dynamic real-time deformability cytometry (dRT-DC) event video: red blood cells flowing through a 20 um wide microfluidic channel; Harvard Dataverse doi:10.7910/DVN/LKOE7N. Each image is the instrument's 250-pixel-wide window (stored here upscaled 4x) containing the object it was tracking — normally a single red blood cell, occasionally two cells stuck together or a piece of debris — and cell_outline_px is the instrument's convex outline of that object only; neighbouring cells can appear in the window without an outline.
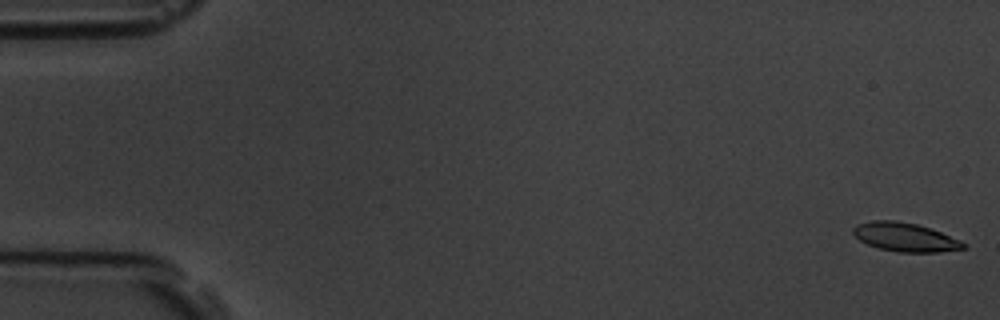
{"species": "common noctule bat (a hibernating species)", "species_latin": "Nyctalus noctula", "temperature_condition": "room temperature", "stored_images_in_passage": 12, "camera_frame_rate_fps": 3000, "um_per_image_px": 0.085, "animal": {"sex": "male", "body_mass_g": 19.5, "forearm_length_mm": 54.6}, "frame": {"image": 1, "passage_image": 1, "time_ms": 0.0, "image_size_px": [1000, 320], "cell_outline_px": [[968, 244], [964, 248], [940, 252], [900, 252], [880, 248], [868, 244], [860, 240], [852, 232], [852, 228], [856, 224], [872, 220], [896, 220], [916, 224], [940, 232], [960, 240]], "centroid_in_image_um": [76.92, 20.15], "position_along_channel_um": 8.1, "area_um2": 18.32}}